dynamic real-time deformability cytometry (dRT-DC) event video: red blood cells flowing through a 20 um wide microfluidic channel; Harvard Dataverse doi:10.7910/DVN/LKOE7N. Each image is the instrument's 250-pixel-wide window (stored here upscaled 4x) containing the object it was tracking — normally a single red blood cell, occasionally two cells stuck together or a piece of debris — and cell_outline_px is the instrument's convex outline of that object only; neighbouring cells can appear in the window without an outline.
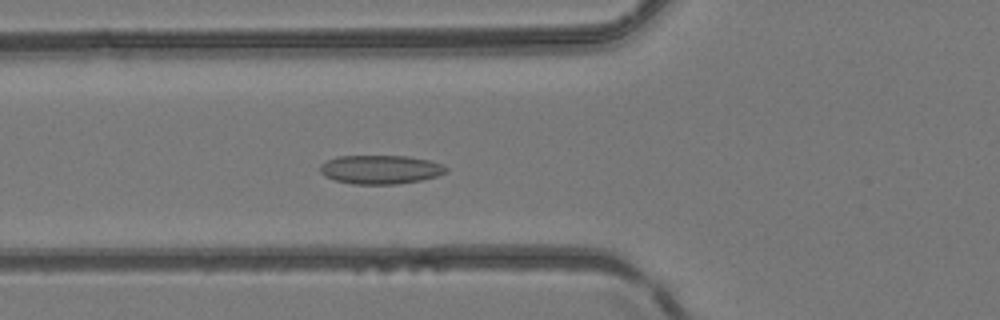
{"species": "common noctule bat (a hibernating species)", "species_latin": "Nyctalus noctula", "temperature_condition": "room temperature", "stored_images_in_passage": 48, "camera_frame_rate_fps": 3000, "um_per_image_px": 0.085, "animal": {"sex": "female", "body_mass_g": 24.6, "forearm_length_mm": 56.2}, "frame": {"image": 1, "passage_image": 18, "time_ms": 5.667, "image_size_px": [1000, 320], "cell_outline_px": [[448, 172], [436, 176], [420, 180], [396, 184], [352, 184], [336, 180], [324, 176], [320, 172], [320, 164], [336, 156], [408, 156], [428, 160], [440, 164], [448, 168]], "centroid_in_image_um": [32.32, 14.41], "position_along_channel_um": 93.5, "area_um2": 21.1}}
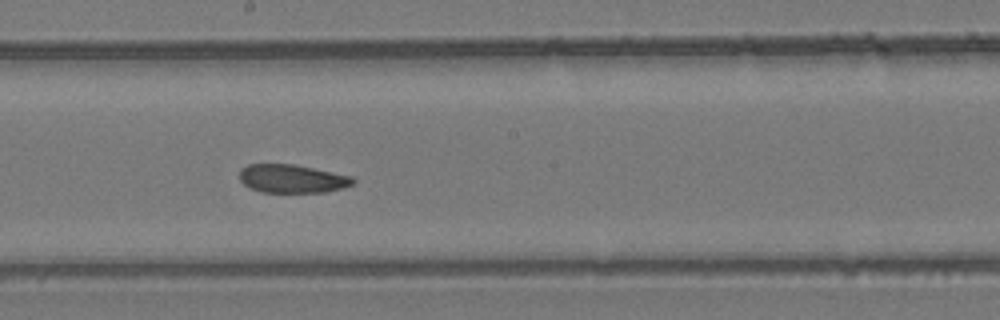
{"frame": {"image": 2, "passage_image": 27, "time_ms": 8.667, "image_size_px": [1000, 320], "cell_outline_px": [[356, 180], [352, 184], [344, 188], [324, 192], [260, 192], [248, 188], [240, 180], [240, 168], [248, 164], [296, 164], [352, 176]], "centroid_in_image_um": [24.82, 15.18], "position_along_channel_um": 223.4, "area_um2": 18.96}}
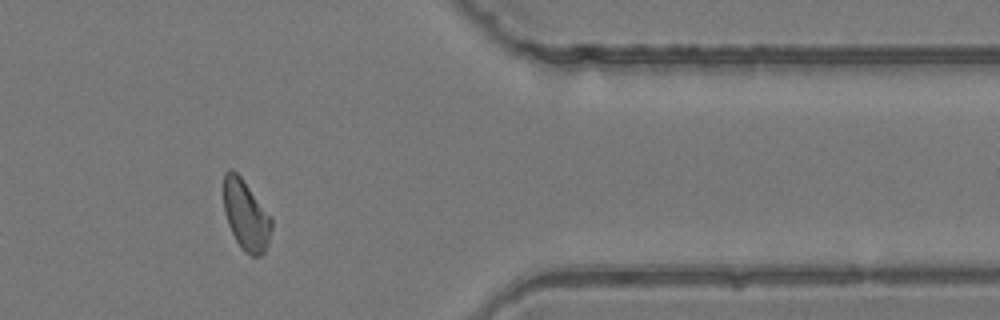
{"frame": {"image": 3, "passage_image": 40, "time_ms": 13.0, "image_size_px": [1000, 320], "cell_outline_px": [[272, 228], [268, 244], [264, 252], [260, 256], [252, 256], [244, 252], [236, 240], [228, 224], [224, 212], [224, 172], [228, 168], [232, 168], [240, 176], [272, 216]], "centroid_in_image_um": [20.91, 18.29], "position_along_channel_um": 390.5, "area_um2": 19.71}}